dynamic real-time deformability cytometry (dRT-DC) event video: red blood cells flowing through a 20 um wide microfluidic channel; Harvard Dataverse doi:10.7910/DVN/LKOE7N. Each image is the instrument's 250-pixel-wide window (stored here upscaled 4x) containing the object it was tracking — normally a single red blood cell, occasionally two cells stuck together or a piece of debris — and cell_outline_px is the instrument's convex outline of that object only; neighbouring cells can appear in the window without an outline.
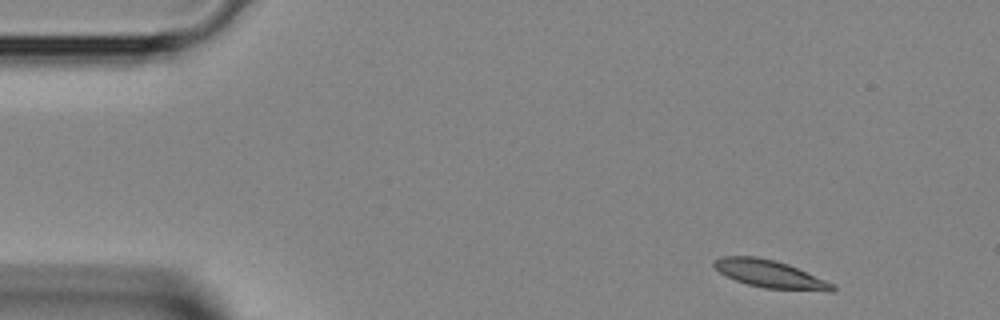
{"species": "Egyptian fruit bat (a non-hibernating species)", "species_latin": "Rousettus aegyptiacus", "temperature_condition": "room temperature", "stored_images_in_passage": 2, "camera_frame_rate_fps": 3000, "um_per_image_px": 0.085, "animal": {"sex": "female"}, "frame": {"image": 1, "passage_image": 1, "time_ms": 0.0, "image_size_px": [1000, 320], "cell_outline_px": [[836, 288], [832, 292], [828, 292], [764, 288], [748, 284], [736, 280], [720, 272], [712, 264], [720, 256], [756, 256], [788, 264], [824, 280], [832, 284]], "centroid_in_image_um": [65.45, 23.3], "position_along_channel_um": 19.5, "area_um2": 18.79}}